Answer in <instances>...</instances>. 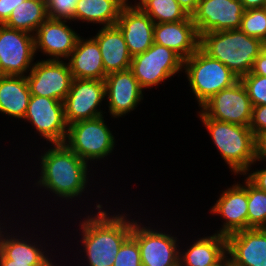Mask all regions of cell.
<instances>
[{
  "label": "cell",
  "mask_w": 266,
  "mask_h": 266,
  "mask_svg": "<svg viewBox=\"0 0 266 266\" xmlns=\"http://www.w3.org/2000/svg\"><path fill=\"white\" fill-rule=\"evenodd\" d=\"M31 93L26 76L0 75V112L22 119L25 117Z\"/></svg>",
  "instance_id": "obj_24"
},
{
  "label": "cell",
  "mask_w": 266,
  "mask_h": 266,
  "mask_svg": "<svg viewBox=\"0 0 266 266\" xmlns=\"http://www.w3.org/2000/svg\"><path fill=\"white\" fill-rule=\"evenodd\" d=\"M101 206L96 205L97 215H90L80 223L88 266H113L120 247L132 233L134 220L123 214L109 216Z\"/></svg>",
  "instance_id": "obj_1"
},
{
  "label": "cell",
  "mask_w": 266,
  "mask_h": 266,
  "mask_svg": "<svg viewBox=\"0 0 266 266\" xmlns=\"http://www.w3.org/2000/svg\"><path fill=\"white\" fill-rule=\"evenodd\" d=\"M227 262L231 266H266V232L250 228L228 235Z\"/></svg>",
  "instance_id": "obj_16"
},
{
  "label": "cell",
  "mask_w": 266,
  "mask_h": 266,
  "mask_svg": "<svg viewBox=\"0 0 266 266\" xmlns=\"http://www.w3.org/2000/svg\"><path fill=\"white\" fill-rule=\"evenodd\" d=\"M251 73L266 77V46L262 49L258 57L254 60Z\"/></svg>",
  "instance_id": "obj_38"
},
{
  "label": "cell",
  "mask_w": 266,
  "mask_h": 266,
  "mask_svg": "<svg viewBox=\"0 0 266 266\" xmlns=\"http://www.w3.org/2000/svg\"><path fill=\"white\" fill-rule=\"evenodd\" d=\"M34 1H40V2L47 3L48 0H34Z\"/></svg>",
  "instance_id": "obj_44"
},
{
  "label": "cell",
  "mask_w": 266,
  "mask_h": 266,
  "mask_svg": "<svg viewBox=\"0 0 266 266\" xmlns=\"http://www.w3.org/2000/svg\"><path fill=\"white\" fill-rule=\"evenodd\" d=\"M244 10L264 8L266 0H240Z\"/></svg>",
  "instance_id": "obj_40"
},
{
  "label": "cell",
  "mask_w": 266,
  "mask_h": 266,
  "mask_svg": "<svg viewBox=\"0 0 266 266\" xmlns=\"http://www.w3.org/2000/svg\"><path fill=\"white\" fill-rule=\"evenodd\" d=\"M231 172L247 175L255 162L254 134L248 126L200 118Z\"/></svg>",
  "instance_id": "obj_4"
},
{
  "label": "cell",
  "mask_w": 266,
  "mask_h": 266,
  "mask_svg": "<svg viewBox=\"0 0 266 266\" xmlns=\"http://www.w3.org/2000/svg\"><path fill=\"white\" fill-rule=\"evenodd\" d=\"M242 184H234L223 191L219 199L211 208V213L224 218L223 227L217 234L228 236L240 230L248 229V196L247 178Z\"/></svg>",
  "instance_id": "obj_18"
},
{
  "label": "cell",
  "mask_w": 266,
  "mask_h": 266,
  "mask_svg": "<svg viewBox=\"0 0 266 266\" xmlns=\"http://www.w3.org/2000/svg\"><path fill=\"white\" fill-rule=\"evenodd\" d=\"M140 9L154 23L177 22L189 17L177 0H149Z\"/></svg>",
  "instance_id": "obj_28"
},
{
  "label": "cell",
  "mask_w": 266,
  "mask_h": 266,
  "mask_svg": "<svg viewBox=\"0 0 266 266\" xmlns=\"http://www.w3.org/2000/svg\"><path fill=\"white\" fill-rule=\"evenodd\" d=\"M105 98L104 80L73 79L67 97L63 101L68 125L103 115L97 106Z\"/></svg>",
  "instance_id": "obj_13"
},
{
  "label": "cell",
  "mask_w": 266,
  "mask_h": 266,
  "mask_svg": "<svg viewBox=\"0 0 266 266\" xmlns=\"http://www.w3.org/2000/svg\"><path fill=\"white\" fill-rule=\"evenodd\" d=\"M1 228L2 227H0V251H1L2 241H3V238H4V234H2L4 231H2Z\"/></svg>",
  "instance_id": "obj_43"
},
{
  "label": "cell",
  "mask_w": 266,
  "mask_h": 266,
  "mask_svg": "<svg viewBox=\"0 0 266 266\" xmlns=\"http://www.w3.org/2000/svg\"><path fill=\"white\" fill-rule=\"evenodd\" d=\"M246 178L258 189L266 192V168L248 173Z\"/></svg>",
  "instance_id": "obj_37"
},
{
  "label": "cell",
  "mask_w": 266,
  "mask_h": 266,
  "mask_svg": "<svg viewBox=\"0 0 266 266\" xmlns=\"http://www.w3.org/2000/svg\"><path fill=\"white\" fill-rule=\"evenodd\" d=\"M250 37L266 44V11L264 8L245 10L239 28Z\"/></svg>",
  "instance_id": "obj_30"
},
{
  "label": "cell",
  "mask_w": 266,
  "mask_h": 266,
  "mask_svg": "<svg viewBox=\"0 0 266 266\" xmlns=\"http://www.w3.org/2000/svg\"><path fill=\"white\" fill-rule=\"evenodd\" d=\"M226 262L227 237L217 233L198 238L179 255V266H223Z\"/></svg>",
  "instance_id": "obj_23"
},
{
  "label": "cell",
  "mask_w": 266,
  "mask_h": 266,
  "mask_svg": "<svg viewBox=\"0 0 266 266\" xmlns=\"http://www.w3.org/2000/svg\"><path fill=\"white\" fill-rule=\"evenodd\" d=\"M254 156L256 161H266V131L254 135Z\"/></svg>",
  "instance_id": "obj_35"
},
{
  "label": "cell",
  "mask_w": 266,
  "mask_h": 266,
  "mask_svg": "<svg viewBox=\"0 0 266 266\" xmlns=\"http://www.w3.org/2000/svg\"><path fill=\"white\" fill-rule=\"evenodd\" d=\"M103 115L68 125L64 144L85 162L104 159L112 153L115 138Z\"/></svg>",
  "instance_id": "obj_6"
},
{
  "label": "cell",
  "mask_w": 266,
  "mask_h": 266,
  "mask_svg": "<svg viewBox=\"0 0 266 266\" xmlns=\"http://www.w3.org/2000/svg\"><path fill=\"white\" fill-rule=\"evenodd\" d=\"M77 2L78 0H48V18L74 21Z\"/></svg>",
  "instance_id": "obj_33"
},
{
  "label": "cell",
  "mask_w": 266,
  "mask_h": 266,
  "mask_svg": "<svg viewBox=\"0 0 266 266\" xmlns=\"http://www.w3.org/2000/svg\"><path fill=\"white\" fill-rule=\"evenodd\" d=\"M31 95L64 101L69 93L73 76L63 60L35 62L26 76Z\"/></svg>",
  "instance_id": "obj_10"
},
{
  "label": "cell",
  "mask_w": 266,
  "mask_h": 266,
  "mask_svg": "<svg viewBox=\"0 0 266 266\" xmlns=\"http://www.w3.org/2000/svg\"><path fill=\"white\" fill-rule=\"evenodd\" d=\"M41 155V175L37 185L57 197L72 199L82 195L88 180V163L65 144H52Z\"/></svg>",
  "instance_id": "obj_2"
},
{
  "label": "cell",
  "mask_w": 266,
  "mask_h": 266,
  "mask_svg": "<svg viewBox=\"0 0 266 266\" xmlns=\"http://www.w3.org/2000/svg\"><path fill=\"white\" fill-rule=\"evenodd\" d=\"M177 2L191 16L196 11L199 0H177Z\"/></svg>",
  "instance_id": "obj_39"
},
{
  "label": "cell",
  "mask_w": 266,
  "mask_h": 266,
  "mask_svg": "<svg viewBox=\"0 0 266 266\" xmlns=\"http://www.w3.org/2000/svg\"><path fill=\"white\" fill-rule=\"evenodd\" d=\"M10 236H4L0 251L7 259L14 260L15 262L29 263L31 266H55L38 245L36 246L33 242L30 243L29 239L23 240V237L20 239L15 238L17 236Z\"/></svg>",
  "instance_id": "obj_26"
},
{
  "label": "cell",
  "mask_w": 266,
  "mask_h": 266,
  "mask_svg": "<svg viewBox=\"0 0 266 266\" xmlns=\"http://www.w3.org/2000/svg\"><path fill=\"white\" fill-rule=\"evenodd\" d=\"M154 22L141 9L124 6L116 25L122 31L132 57L149 49L154 43Z\"/></svg>",
  "instance_id": "obj_20"
},
{
  "label": "cell",
  "mask_w": 266,
  "mask_h": 266,
  "mask_svg": "<svg viewBox=\"0 0 266 266\" xmlns=\"http://www.w3.org/2000/svg\"><path fill=\"white\" fill-rule=\"evenodd\" d=\"M265 46L240 29L203 33L199 43L207 55L227 66L239 79L251 72L254 60Z\"/></svg>",
  "instance_id": "obj_3"
},
{
  "label": "cell",
  "mask_w": 266,
  "mask_h": 266,
  "mask_svg": "<svg viewBox=\"0 0 266 266\" xmlns=\"http://www.w3.org/2000/svg\"><path fill=\"white\" fill-rule=\"evenodd\" d=\"M65 22L67 20L52 18L41 22L34 34L35 52L40 49L51 57L48 60L68 59L80 36Z\"/></svg>",
  "instance_id": "obj_15"
},
{
  "label": "cell",
  "mask_w": 266,
  "mask_h": 266,
  "mask_svg": "<svg viewBox=\"0 0 266 266\" xmlns=\"http://www.w3.org/2000/svg\"><path fill=\"white\" fill-rule=\"evenodd\" d=\"M104 83L109 112L115 118L133 111L143 100V89L130 69L107 74Z\"/></svg>",
  "instance_id": "obj_17"
},
{
  "label": "cell",
  "mask_w": 266,
  "mask_h": 266,
  "mask_svg": "<svg viewBox=\"0 0 266 266\" xmlns=\"http://www.w3.org/2000/svg\"><path fill=\"white\" fill-rule=\"evenodd\" d=\"M184 60L173 50L153 43L145 52L132 57L130 70L142 89L159 85L183 69Z\"/></svg>",
  "instance_id": "obj_7"
},
{
  "label": "cell",
  "mask_w": 266,
  "mask_h": 266,
  "mask_svg": "<svg viewBox=\"0 0 266 266\" xmlns=\"http://www.w3.org/2000/svg\"><path fill=\"white\" fill-rule=\"evenodd\" d=\"M247 94L250 98L252 106L266 105V77L248 73L240 78Z\"/></svg>",
  "instance_id": "obj_31"
},
{
  "label": "cell",
  "mask_w": 266,
  "mask_h": 266,
  "mask_svg": "<svg viewBox=\"0 0 266 266\" xmlns=\"http://www.w3.org/2000/svg\"><path fill=\"white\" fill-rule=\"evenodd\" d=\"M147 1L149 0H139V2H137L136 5L134 3V6H133V4L131 5L128 3V0H125V5L131 8L140 9Z\"/></svg>",
  "instance_id": "obj_42"
},
{
  "label": "cell",
  "mask_w": 266,
  "mask_h": 266,
  "mask_svg": "<svg viewBox=\"0 0 266 266\" xmlns=\"http://www.w3.org/2000/svg\"><path fill=\"white\" fill-rule=\"evenodd\" d=\"M73 79L105 80L107 74L98 43L94 38H78L76 46L68 58Z\"/></svg>",
  "instance_id": "obj_22"
},
{
  "label": "cell",
  "mask_w": 266,
  "mask_h": 266,
  "mask_svg": "<svg viewBox=\"0 0 266 266\" xmlns=\"http://www.w3.org/2000/svg\"><path fill=\"white\" fill-rule=\"evenodd\" d=\"M131 235L137 240L142 266H179L177 237L144 227L137 221Z\"/></svg>",
  "instance_id": "obj_12"
},
{
  "label": "cell",
  "mask_w": 266,
  "mask_h": 266,
  "mask_svg": "<svg viewBox=\"0 0 266 266\" xmlns=\"http://www.w3.org/2000/svg\"><path fill=\"white\" fill-rule=\"evenodd\" d=\"M249 128L254 135L266 131V105L253 106Z\"/></svg>",
  "instance_id": "obj_34"
},
{
  "label": "cell",
  "mask_w": 266,
  "mask_h": 266,
  "mask_svg": "<svg viewBox=\"0 0 266 266\" xmlns=\"http://www.w3.org/2000/svg\"><path fill=\"white\" fill-rule=\"evenodd\" d=\"M34 54V35L0 25V75L27 76Z\"/></svg>",
  "instance_id": "obj_9"
},
{
  "label": "cell",
  "mask_w": 266,
  "mask_h": 266,
  "mask_svg": "<svg viewBox=\"0 0 266 266\" xmlns=\"http://www.w3.org/2000/svg\"><path fill=\"white\" fill-rule=\"evenodd\" d=\"M183 68L199 106L239 80L227 66L207 55L200 47L184 60Z\"/></svg>",
  "instance_id": "obj_5"
},
{
  "label": "cell",
  "mask_w": 266,
  "mask_h": 266,
  "mask_svg": "<svg viewBox=\"0 0 266 266\" xmlns=\"http://www.w3.org/2000/svg\"><path fill=\"white\" fill-rule=\"evenodd\" d=\"M24 1L26 0H0V25H4L13 9Z\"/></svg>",
  "instance_id": "obj_36"
},
{
  "label": "cell",
  "mask_w": 266,
  "mask_h": 266,
  "mask_svg": "<svg viewBox=\"0 0 266 266\" xmlns=\"http://www.w3.org/2000/svg\"><path fill=\"white\" fill-rule=\"evenodd\" d=\"M99 46L106 74L130 69L132 56L117 25L101 27L93 37Z\"/></svg>",
  "instance_id": "obj_21"
},
{
  "label": "cell",
  "mask_w": 266,
  "mask_h": 266,
  "mask_svg": "<svg viewBox=\"0 0 266 266\" xmlns=\"http://www.w3.org/2000/svg\"><path fill=\"white\" fill-rule=\"evenodd\" d=\"M248 229L266 226V192L258 189L247 179Z\"/></svg>",
  "instance_id": "obj_29"
},
{
  "label": "cell",
  "mask_w": 266,
  "mask_h": 266,
  "mask_svg": "<svg viewBox=\"0 0 266 266\" xmlns=\"http://www.w3.org/2000/svg\"><path fill=\"white\" fill-rule=\"evenodd\" d=\"M24 120L31 122L50 144H64L68 124L62 101L31 95Z\"/></svg>",
  "instance_id": "obj_11"
},
{
  "label": "cell",
  "mask_w": 266,
  "mask_h": 266,
  "mask_svg": "<svg viewBox=\"0 0 266 266\" xmlns=\"http://www.w3.org/2000/svg\"><path fill=\"white\" fill-rule=\"evenodd\" d=\"M200 108V118H211L249 127L253 106L239 79L232 86L211 96Z\"/></svg>",
  "instance_id": "obj_8"
},
{
  "label": "cell",
  "mask_w": 266,
  "mask_h": 266,
  "mask_svg": "<svg viewBox=\"0 0 266 266\" xmlns=\"http://www.w3.org/2000/svg\"><path fill=\"white\" fill-rule=\"evenodd\" d=\"M153 37L155 43L173 50L183 60L189 58L200 43V36L191 16L177 22L155 23Z\"/></svg>",
  "instance_id": "obj_19"
},
{
  "label": "cell",
  "mask_w": 266,
  "mask_h": 266,
  "mask_svg": "<svg viewBox=\"0 0 266 266\" xmlns=\"http://www.w3.org/2000/svg\"><path fill=\"white\" fill-rule=\"evenodd\" d=\"M47 18L46 3L26 0L13 9L9 19L4 25L34 35L40 23Z\"/></svg>",
  "instance_id": "obj_27"
},
{
  "label": "cell",
  "mask_w": 266,
  "mask_h": 266,
  "mask_svg": "<svg viewBox=\"0 0 266 266\" xmlns=\"http://www.w3.org/2000/svg\"><path fill=\"white\" fill-rule=\"evenodd\" d=\"M125 0H78L74 20L99 25H116Z\"/></svg>",
  "instance_id": "obj_25"
},
{
  "label": "cell",
  "mask_w": 266,
  "mask_h": 266,
  "mask_svg": "<svg viewBox=\"0 0 266 266\" xmlns=\"http://www.w3.org/2000/svg\"><path fill=\"white\" fill-rule=\"evenodd\" d=\"M240 0H199L191 15L198 35L239 29L244 13Z\"/></svg>",
  "instance_id": "obj_14"
},
{
  "label": "cell",
  "mask_w": 266,
  "mask_h": 266,
  "mask_svg": "<svg viewBox=\"0 0 266 266\" xmlns=\"http://www.w3.org/2000/svg\"><path fill=\"white\" fill-rule=\"evenodd\" d=\"M0 266H31V265H29V263L15 262L14 260L7 259L0 252Z\"/></svg>",
  "instance_id": "obj_41"
},
{
  "label": "cell",
  "mask_w": 266,
  "mask_h": 266,
  "mask_svg": "<svg viewBox=\"0 0 266 266\" xmlns=\"http://www.w3.org/2000/svg\"><path fill=\"white\" fill-rule=\"evenodd\" d=\"M113 266H142L140 249L132 235L123 242Z\"/></svg>",
  "instance_id": "obj_32"
}]
</instances>
